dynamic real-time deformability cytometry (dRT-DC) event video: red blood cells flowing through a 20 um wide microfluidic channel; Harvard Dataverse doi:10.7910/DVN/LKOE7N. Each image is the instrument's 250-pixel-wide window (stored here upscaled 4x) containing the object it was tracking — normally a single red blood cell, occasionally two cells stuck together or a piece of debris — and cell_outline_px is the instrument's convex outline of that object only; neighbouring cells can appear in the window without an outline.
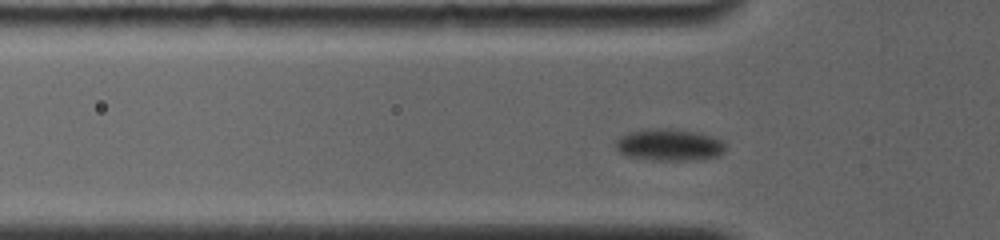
{"species": "common noctule bat (a hibernating species)", "species_latin": "Nyctalus noctula", "temperature_condition": "room temperature", "stored_images_in_passage": 21, "camera_frame_rate_fps": 4000, "um_per_image_px": 0.085, "animal": {"sex": "female", "body_mass_g": 19.0, "forearm_length_mm": 56.7}, "frame": {"image": 1, "passage_image": 13, "time_ms": 3.0, "image_size_px": [1000, 240], "cell_outline_px": [[724, 152], [720, 156], [696, 160], [656, 160], [628, 156], [620, 152], [616, 148], [616, 140], [620, 136], [628, 132], [648, 128], [672, 128], [700, 132], [712, 136], [720, 140], [724, 144]], "centroid_in_image_um": [56.9, 12.3], "position_along_channel_um": 68.9, "area_um2": 20.58}}
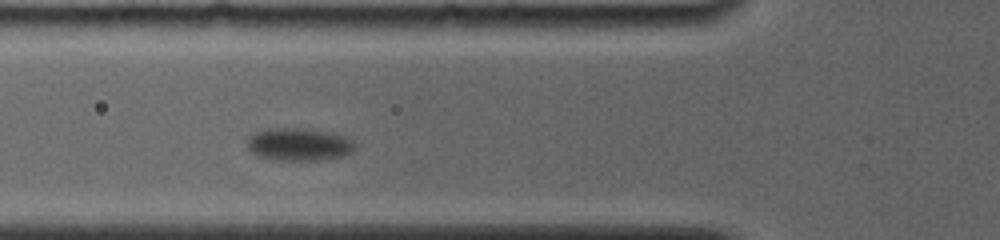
{"frame": {"image": 2, "passage_image": 20, "time_ms": 4.0, "image_size_px": [1000, 240], "cell_outline_px": [[356, 148], [352, 152], [340, 156], [316, 160], [272, 160], [256, 156], [248, 148], [248, 136], [256, 132], [268, 128], [300, 128], [332, 132], [344, 136], [352, 140]], "centroid_in_image_um": [25.38, 12.27], "position_along_channel_um": 100.4, "area_um2": 20.58}}